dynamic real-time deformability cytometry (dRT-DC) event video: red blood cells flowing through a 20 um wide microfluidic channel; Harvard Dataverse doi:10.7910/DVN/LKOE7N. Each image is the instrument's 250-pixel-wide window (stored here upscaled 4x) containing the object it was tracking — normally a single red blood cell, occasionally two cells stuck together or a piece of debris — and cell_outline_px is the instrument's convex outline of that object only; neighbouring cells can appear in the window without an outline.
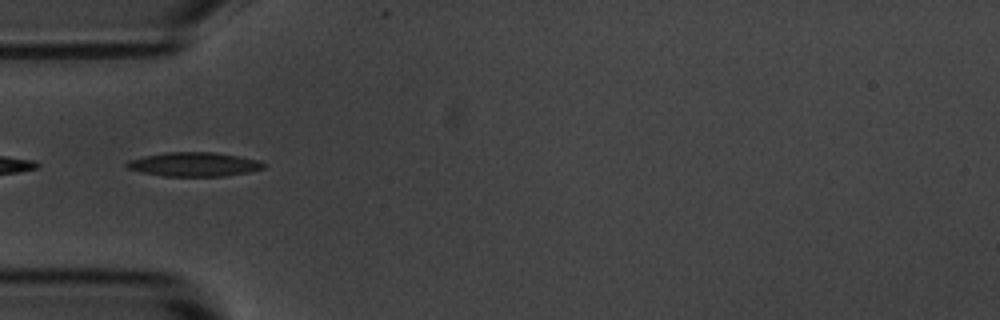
{"species": "common noctule bat (a hibernating species)", "species_latin": "Nyctalus noctula", "temperature_condition": "room temperature", "stored_images_in_passage": 8, "camera_frame_rate_fps": 3000, "um_per_image_px": 0.085, "animal": {"sex": "male", "body_mass_g": 20.1, "forearm_length_mm": 53.5}, "frame": {"image": 1, "passage_image": 5, "time_ms": 5.333, "image_size_px": [1000, 320], "cell_outline_px": [[268, 164], [264, 168], [248, 172], [224, 176], [164, 176], [144, 172], [128, 168], [124, 164], [128, 160], [144, 156], [164, 152], [216, 152], [260, 160]], "centroid_in_image_um": [16.53, 13.96], "position_along_channel_um": 68.5, "area_um2": 19.25}}
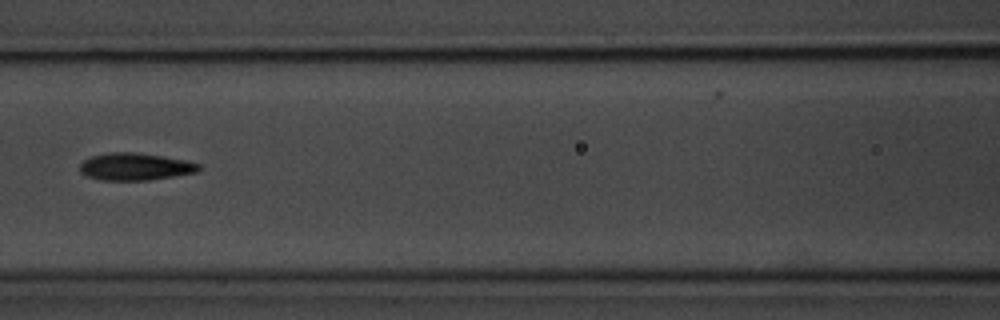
{"frame": {"image": 2, "passage_image": 7, "time_ms": 7.667, "image_size_px": [1000, 320], "cell_outline_px": [[200, 168], [196, 172], [148, 180], [100, 180], [84, 176], [80, 172], [80, 164], [84, 160], [92, 156], [108, 152], [136, 152], [184, 160], [200, 164]], "centroid_in_image_um": [11.42, 14.17], "position_along_channel_um": 155.2, "area_um2": 18.79}}